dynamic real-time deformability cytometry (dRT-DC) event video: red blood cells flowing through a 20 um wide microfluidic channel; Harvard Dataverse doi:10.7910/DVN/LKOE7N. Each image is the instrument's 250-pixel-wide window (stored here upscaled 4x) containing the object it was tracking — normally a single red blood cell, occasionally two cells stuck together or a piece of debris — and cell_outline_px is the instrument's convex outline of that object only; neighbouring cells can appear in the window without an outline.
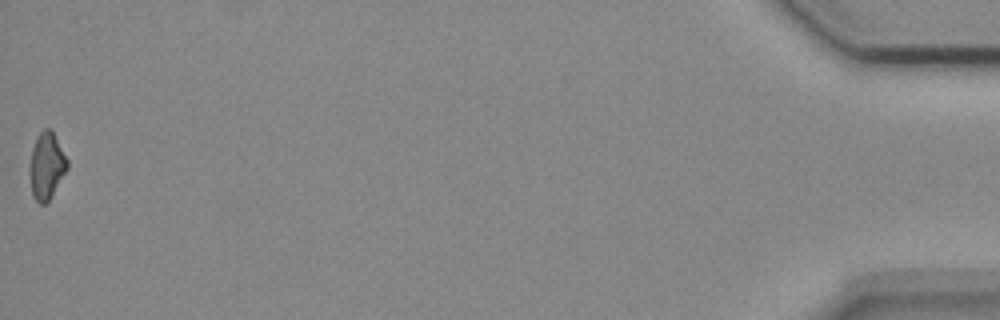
{"species": "common noctule bat (a hibernating species)", "species_latin": "Nyctalus noctula", "temperature_condition": "cold", "stored_images_in_passage": 14, "camera_frame_rate_fps": 3000, "um_per_image_px": 0.085, "animal": {"sex": "female", "body_mass_g": 18.4}, "frame": {"image": 1, "passage_image": 14, "time_ms": 4.333, "image_size_px": [1000, 320], "cell_outline_px": [[68, 168], [48, 200], [44, 204], [40, 204], [32, 196], [28, 168], [32, 148], [36, 136], [44, 128], [52, 128], [68, 160]], "centroid_in_image_um": [3.94, 14.05], "position_along_channel_um": 431.3, "area_um2": 14.8}}